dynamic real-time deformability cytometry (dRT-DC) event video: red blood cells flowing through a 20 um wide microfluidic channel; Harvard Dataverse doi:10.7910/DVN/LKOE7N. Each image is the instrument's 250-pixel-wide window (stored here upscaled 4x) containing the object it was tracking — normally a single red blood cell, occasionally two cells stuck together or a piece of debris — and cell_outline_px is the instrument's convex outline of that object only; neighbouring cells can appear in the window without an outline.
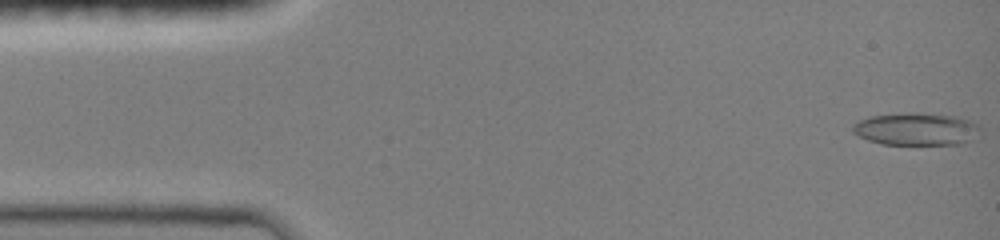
{"species": "common noctule bat (a hibernating species)", "species_latin": "Nyctalus noctula", "temperature_condition": "room temperature", "stored_images_in_passage": 42, "camera_frame_rate_fps": 3000, "um_per_image_px": 0.085, "animal": {"sex": "female", "body_mass_g": 19.0, "forearm_length_mm": 51.5}, "frame": {"image": 1, "passage_image": 1, "time_ms": 0.0, "image_size_px": [1000, 240], "cell_outline_px": [[980, 128], [972, 140], [960, 144], [880, 144], [868, 140], [852, 132], [852, 124], [868, 116], [908, 112], [956, 116], [968, 120], [976, 124]], "centroid_in_image_um": [77.83, 10.97], "position_along_channel_um": 7.2, "area_um2": 24.04}}
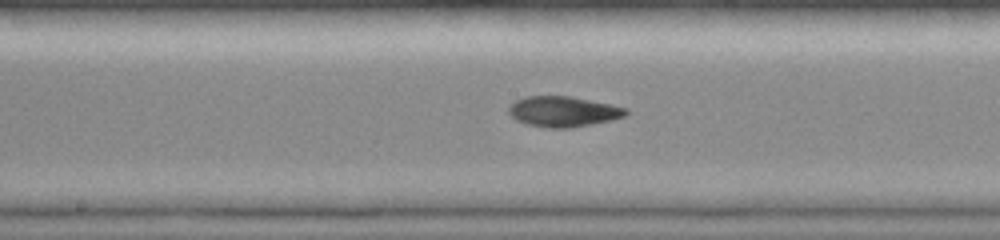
{"frame": {"image": 2, "passage_image": 24, "time_ms": 7.667, "image_size_px": [1000, 240], "cell_outline_px": [[628, 116], [592, 124], [572, 128], [548, 128], [528, 124], [516, 120], [508, 112], [508, 108], [516, 100], [524, 96], [568, 96], [628, 108]], "centroid_in_image_um": [47.88, 9.49], "position_along_channel_um": 200.3, "area_um2": 20.69}}
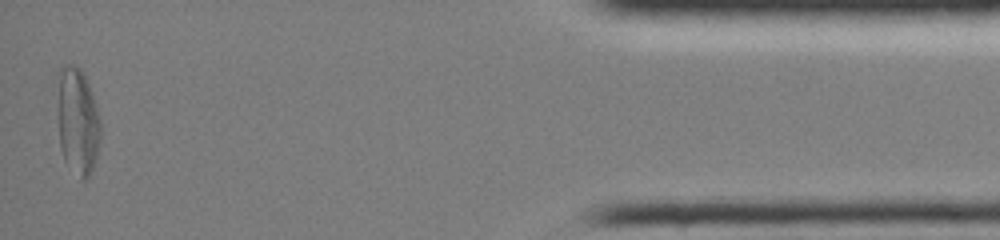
{"frame": {"image": 3, "passage_image": 42, "time_ms": 13.667, "image_size_px": [1000, 240], "cell_outline_px": [[100, 140], [96, 160], [88, 176], [84, 180], [80, 180], [64, 160], [60, 148], [56, 116], [56, 76], [60, 68], [64, 64], [76, 64], [84, 72], [92, 92], [100, 120]], "centroid_in_image_um": [6.54, 10.22], "position_along_channel_um": 428.7, "area_um2": 27.98}, "authors_computed_cell_mechanics": {"area_um2": 20.9525, "velocity_mm_per_s": 4.0815, "shape_relaxation_time_tau1_ms": 8.7894, "shape_relaxation_time_tau2_ms": 7.5288, "deformation_change_tau1": 0.2685, "deformation_change_tau2": 0.1536}}